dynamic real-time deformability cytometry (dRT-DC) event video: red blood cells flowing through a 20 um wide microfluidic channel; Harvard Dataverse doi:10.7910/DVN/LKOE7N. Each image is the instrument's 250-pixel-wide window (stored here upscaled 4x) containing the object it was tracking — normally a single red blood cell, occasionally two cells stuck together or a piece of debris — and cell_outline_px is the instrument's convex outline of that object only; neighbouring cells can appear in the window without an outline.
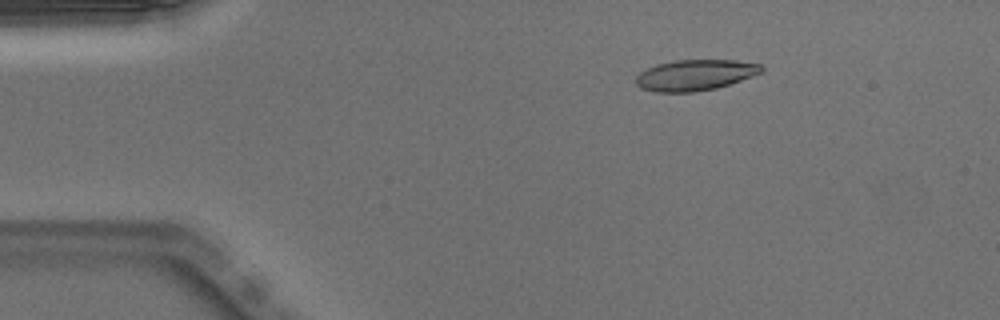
{"species": "Egyptian fruit bat (a non-hibernating species)", "species_latin": "Rousettus aegyptiacus", "temperature_condition": "warm", "stored_images_in_passage": 46, "camera_frame_rate_fps": 3000, "um_per_image_px": 0.085, "animal": {"sex": "male"}, "frame": {"image": 1, "passage_image": 4, "time_ms": 1.0, "image_size_px": [1000, 320], "cell_outline_px": [[764, 72], [716, 88], [696, 92], [656, 92], [640, 88], [636, 84], [636, 76], [640, 72], [656, 64], [676, 60], [736, 60], [760, 64], [764, 68]], "centroid_in_image_um": [59.08, 6.38], "position_along_channel_um": 25.9, "area_um2": 22.6}}
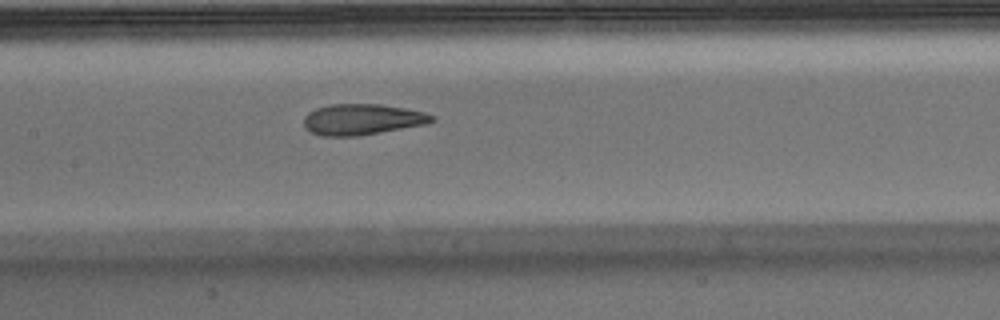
{"frame": {"image": 2, "passage_image": 20, "time_ms": 6.333, "image_size_px": [1000, 320], "cell_outline_px": [[436, 120], [428, 124], [356, 136], [324, 136], [312, 132], [304, 128], [304, 116], [308, 112], [316, 108], [328, 104], [380, 104], [408, 108], [424, 112], [436, 116]], "centroid_in_image_um": [30.81, 10.14], "position_along_channel_um": 176.6, "area_um2": 23.29}}
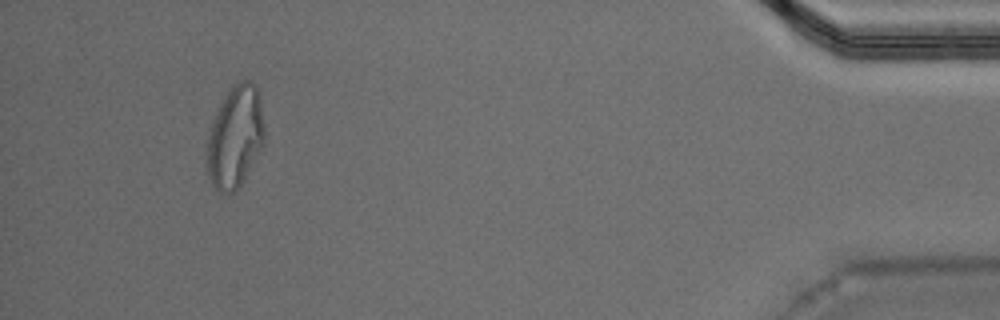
{"frame": {"image": 3, "passage_image": 43, "time_ms": 14.0, "image_size_px": [1000, 320], "cell_outline_px": [[264, 144], [244, 180], [236, 192], [228, 196], [224, 196], [212, 184], [208, 176], [204, 160], [208, 136], [212, 120], [224, 96], [232, 84], [240, 80], [252, 80], [256, 84], [260, 100], [264, 124]], "centroid_in_image_um": [19.96, 11.67], "position_along_channel_um": 415.2, "area_um2": 35.08}, "authors_computed_cell_mechanics": {"area_um2": 23.4668, "velocity_mm_per_s": 3.993, "shape_relaxation_time_tau1_ms": null, "shape_relaxation_time_tau2_ms": 1.4971, "deformation_change_tau1": null, "deformation_change_tau2": 0.0818}}